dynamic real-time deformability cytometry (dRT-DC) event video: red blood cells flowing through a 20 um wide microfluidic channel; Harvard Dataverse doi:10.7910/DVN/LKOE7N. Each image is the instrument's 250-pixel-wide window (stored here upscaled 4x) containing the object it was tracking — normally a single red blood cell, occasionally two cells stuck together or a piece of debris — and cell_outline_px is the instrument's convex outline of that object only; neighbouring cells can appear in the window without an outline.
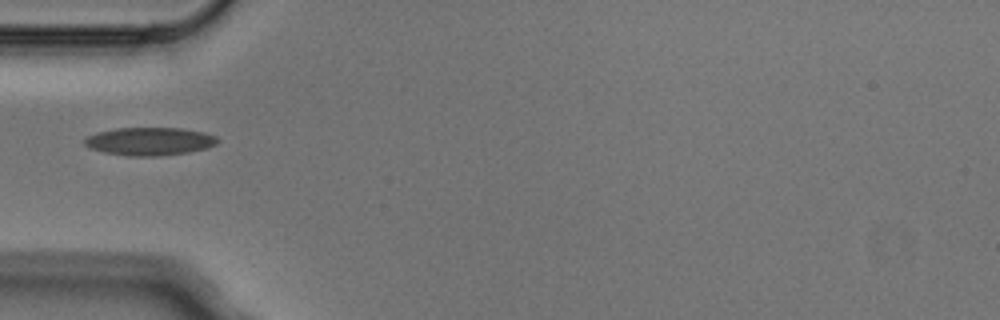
{"species": "Egyptian fruit bat (a non-hibernating species)", "species_latin": "Rousettus aegyptiacus", "temperature_condition": "cold", "stored_images_in_passage": 5, "camera_frame_rate_fps": 3000, "um_per_image_px": 0.085, "animal": {"sex": "male"}, "frame": {"image": 1, "passage_image": 5, "time_ms": 1.333, "image_size_px": [1000, 320], "cell_outline_px": [[220, 140], [216, 144], [208, 148], [188, 152], [160, 156], [128, 156], [104, 152], [88, 148], [84, 144], [84, 140], [88, 136], [96, 132], [116, 128], [184, 128], [204, 132], [216, 136]], "centroid_in_image_um": [12.73, 12.01], "position_along_channel_um": 72.3, "area_um2": 21.91}}